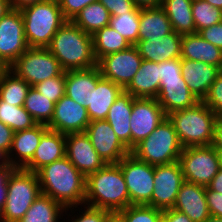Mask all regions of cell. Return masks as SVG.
Returning <instances> with one entry per match:
<instances>
[{
    "label": "cell",
    "mask_w": 222,
    "mask_h": 222,
    "mask_svg": "<svg viewBox=\"0 0 222 222\" xmlns=\"http://www.w3.org/2000/svg\"><path fill=\"white\" fill-rule=\"evenodd\" d=\"M14 131L0 121V149L4 150L7 154L10 151Z\"/></svg>",
    "instance_id": "cell-49"
},
{
    "label": "cell",
    "mask_w": 222,
    "mask_h": 222,
    "mask_svg": "<svg viewBox=\"0 0 222 222\" xmlns=\"http://www.w3.org/2000/svg\"><path fill=\"white\" fill-rule=\"evenodd\" d=\"M210 190L222 193V170L220 169L207 186Z\"/></svg>",
    "instance_id": "cell-52"
},
{
    "label": "cell",
    "mask_w": 222,
    "mask_h": 222,
    "mask_svg": "<svg viewBox=\"0 0 222 222\" xmlns=\"http://www.w3.org/2000/svg\"><path fill=\"white\" fill-rule=\"evenodd\" d=\"M60 62L63 70L90 69L97 65L92 35L72 21L65 22L46 47Z\"/></svg>",
    "instance_id": "cell-3"
},
{
    "label": "cell",
    "mask_w": 222,
    "mask_h": 222,
    "mask_svg": "<svg viewBox=\"0 0 222 222\" xmlns=\"http://www.w3.org/2000/svg\"><path fill=\"white\" fill-rule=\"evenodd\" d=\"M66 156L65 134L48 129L40 138L32 159L22 168L36 173L44 166Z\"/></svg>",
    "instance_id": "cell-20"
},
{
    "label": "cell",
    "mask_w": 222,
    "mask_h": 222,
    "mask_svg": "<svg viewBox=\"0 0 222 222\" xmlns=\"http://www.w3.org/2000/svg\"><path fill=\"white\" fill-rule=\"evenodd\" d=\"M28 48L21 11L11 8L0 19V57L10 67Z\"/></svg>",
    "instance_id": "cell-11"
},
{
    "label": "cell",
    "mask_w": 222,
    "mask_h": 222,
    "mask_svg": "<svg viewBox=\"0 0 222 222\" xmlns=\"http://www.w3.org/2000/svg\"><path fill=\"white\" fill-rule=\"evenodd\" d=\"M123 91L120 85L102 78L89 97L87 111L90 121L106 120L110 107Z\"/></svg>",
    "instance_id": "cell-28"
},
{
    "label": "cell",
    "mask_w": 222,
    "mask_h": 222,
    "mask_svg": "<svg viewBox=\"0 0 222 222\" xmlns=\"http://www.w3.org/2000/svg\"><path fill=\"white\" fill-rule=\"evenodd\" d=\"M160 81L182 80L181 58L159 63Z\"/></svg>",
    "instance_id": "cell-42"
},
{
    "label": "cell",
    "mask_w": 222,
    "mask_h": 222,
    "mask_svg": "<svg viewBox=\"0 0 222 222\" xmlns=\"http://www.w3.org/2000/svg\"><path fill=\"white\" fill-rule=\"evenodd\" d=\"M10 165L8 154L4 150L0 149V169L9 167Z\"/></svg>",
    "instance_id": "cell-55"
},
{
    "label": "cell",
    "mask_w": 222,
    "mask_h": 222,
    "mask_svg": "<svg viewBox=\"0 0 222 222\" xmlns=\"http://www.w3.org/2000/svg\"><path fill=\"white\" fill-rule=\"evenodd\" d=\"M140 13L141 8H137L132 13L111 16L109 27L117 31L131 45H136L139 41Z\"/></svg>",
    "instance_id": "cell-37"
},
{
    "label": "cell",
    "mask_w": 222,
    "mask_h": 222,
    "mask_svg": "<svg viewBox=\"0 0 222 222\" xmlns=\"http://www.w3.org/2000/svg\"><path fill=\"white\" fill-rule=\"evenodd\" d=\"M96 1L98 0H58L60 9L67 21H72L83 8Z\"/></svg>",
    "instance_id": "cell-44"
},
{
    "label": "cell",
    "mask_w": 222,
    "mask_h": 222,
    "mask_svg": "<svg viewBox=\"0 0 222 222\" xmlns=\"http://www.w3.org/2000/svg\"><path fill=\"white\" fill-rule=\"evenodd\" d=\"M204 222H222V218L220 217H215V216H210L207 220Z\"/></svg>",
    "instance_id": "cell-60"
},
{
    "label": "cell",
    "mask_w": 222,
    "mask_h": 222,
    "mask_svg": "<svg viewBox=\"0 0 222 222\" xmlns=\"http://www.w3.org/2000/svg\"><path fill=\"white\" fill-rule=\"evenodd\" d=\"M183 148L212 145L217 117L203 102L167 115Z\"/></svg>",
    "instance_id": "cell-4"
},
{
    "label": "cell",
    "mask_w": 222,
    "mask_h": 222,
    "mask_svg": "<svg viewBox=\"0 0 222 222\" xmlns=\"http://www.w3.org/2000/svg\"><path fill=\"white\" fill-rule=\"evenodd\" d=\"M203 102L215 113L217 118H222V74L216 77Z\"/></svg>",
    "instance_id": "cell-41"
},
{
    "label": "cell",
    "mask_w": 222,
    "mask_h": 222,
    "mask_svg": "<svg viewBox=\"0 0 222 222\" xmlns=\"http://www.w3.org/2000/svg\"><path fill=\"white\" fill-rule=\"evenodd\" d=\"M102 78L97 65L90 69L66 71L65 95L87 109L89 107L91 91L96 88L97 83Z\"/></svg>",
    "instance_id": "cell-21"
},
{
    "label": "cell",
    "mask_w": 222,
    "mask_h": 222,
    "mask_svg": "<svg viewBox=\"0 0 222 222\" xmlns=\"http://www.w3.org/2000/svg\"><path fill=\"white\" fill-rule=\"evenodd\" d=\"M65 140L66 157L85 177L100 170L106 164L85 132L66 134Z\"/></svg>",
    "instance_id": "cell-17"
},
{
    "label": "cell",
    "mask_w": 222,
    "mask_h": 222,
    "mask_svg": "<svg viewBox=\"0 0 222 222\" xmlns=\"http://www.w3.org/2000/svg\"><path fill=\"white\" fill-rule=\"evenodd\" d=\"M33 87L40 92L41 95L56 104L66 92L65 71L59 76L41 81Z\"/></svg>",
    "instance_id": "cell-40"
},
{
    "label": "cell",
    "mask_w": 222,
    "mask_h": 222,
    "mask_svg": "<svg viewBox=\"0 0 222 222\" xmlns=\"http://www.w3.org/2000/svg\"><path fill=\"white\" fill-rule=\"evenodd\" d=\"M211 4L215 8H219L222 10V0H204Z\"/></svg>",
    "instance_id": "cell-58"
},
{
    "label": "cell",
    "mask_w": 222,
    "mask_h": 222,
    "mask_svg": "<svg viewBox=\"0 0 222 222\" xmlns=\"http://www.w3.org/2000/svg\"><path fill=\"white\" fill-rule=\"evenodd\" d=\"M84 205L112 213L130 206L125 178L118 163H106L100 170L86 177Z\"/></svg>",
    "instance_id": "cell-2"
},
{
    "label": "cell",
    "mask_w": 222,
    "mask_h": 222,
    "mask_svg": "<svg viewBox=\"0 0 222 222\" xmlns=\"http://www.w3.org/2000/svg\"><path fill=\"white\" fill-rule=\"evenodd\" d=\"M85 133L105 163H119L130 153L107 120L90 121Z\"/></svg>",
    "instance_id": "cell-15"
},
{
    "label": "cell",
    "mask_w": 222,
    "mask_h": 222,
    "mask_svg": "<svg viewBox=\"0 0 222 222\" xmlns=\"http://www.w3.org/2000/svg\"><path fill=\"white\" fill-rule=\"evenodd\" d=\"M110 12L96 1L83 8L72 20L85 33L93 35L99 29L109 26Z\"/></svg>",
    "instance_id": "cell-32"
},
{
    "label": "cell",
    "mask_w": 222,
    "mask_h": 222,
    "mask_svg": "<svg viewBox=\"0 0 222 222\" xmlns=\"http://www.w3.org/2000/svg\"><path fill=\"white\" fill-rule=\"evenodd\" d=\"M192 14L196 33L222 21V10L204 0L192 1Z\"/></svg>",
    "instance_id": "cell-38"
},
{
    "label": "cell",
    "mask_w": 222,
    "mask_h": 222,
    "mask_svg": "<svg viewBox=\"0 0 222 222\" xmlns=\"http://www.w3.org/2000/svg\"><path fill=\"white\" fill-rule=\"evenodd\" d=\"M182 150L173 124L166 117L147 138L136 144L130 153L155 166L178 161Z\"/></svg>",
    "instance_id": "cell-6"
},
{
    "label": "cell",
    "mask_w": 222,
    "mask_h": 222,
    "mask_svg": "<svg viewBox=\"0 0 222 222\" xmlns=\"http://www.w3.org/2000/svg\"><path fill=\"white\" fill-rule=\"evenodd\" d=\"M10 67L3 61V59L0 57V77L5 74Z\"/></svg>",
    "instance_id": "cell-57"
},
{
    "label": "cell",
    "mask_w": 222,
    "mask_h": 222,
    "mask_svg": "<svg viewBox=\"0 0 222 222\" xmlns=\"http://www.w3.org/2000/svg\"><path fill=\"white\" fill-rule=\"evenodd\" d=\"M164 222H193L186 214L173 208L163 210Z\"/></svg>",
    "instance_id": "cell-50"
},
{
    "label": "cell",
    "mask_w": 222,
    "mask_h": 222,
    "mask_svg": "<svg viewBox=\"0 0 222 222\" xmlns=\"http://www.w3.org/2000/svg\"><path fill=\"white\" fill-rule=\"evenodd\" d=\"M198 34L206 41L222 50V21L211 27L204 28Z\"/></svg>",
    "instance_id": "cell-46"
},
{
    "label": "cell",
    "mask_w": 222,
    "mask_h": 222,
    "mask_svg": "<svg viewBox=\"0 0 222 222\" xmlns=\"http://www.w3.org/2000/svg\"><path fill=\"white\" fill-rule=\"evenodd\" d=\"M40 194L37 174L16 168L8 178L6 202L0 213V222H18Z\"/></svg>",
    "instance_id": "cell-7"
},
{
    "label": "cell",
    "mask_w": 222,
    "mask_h": 222,
    "mask_svg": "<svg viewBox=\"0 0 222 222\" xmlns=\"http://www.w3.org/2000/svg\"><path fill=\"white\" fill-rule=\"evenodd\" d=\"M0 121L14 132L27 130L37 125L33 117L24 109V106H13L0 99Z\"/></svg>",
    "instance_id": "cell-36"
},
{
    "label": "cell",
    "mask_w": 222,
    "mask_h": 222,
    "mask_svg": "<svg viewBox=\"0 0 222 222\" xmlns=\"http://www.w3.org/2000/svg\"><path fill=\"white\" fill-rule=\"evenodd\" d=\"M133 99L123 91L110 107L106 120L114 130L121 142L131 150L130 116L133 109Z\"/></svg>",
    "instance_id": "cell-27"
},
{
    "label": "cell",
    "mask_w": 222,
    "mask_h": 222,
    "mask_svg": "<svg viewBox=\"0 0 222 222\" xmlns=\"http://www.w3.org/2000/svg\"><path fill=\"white\" fill-rule=\"evenodd\" d=\"M10 70L30 86L59 76L64 72L60 62L47 48L29 47Z\"/></svg>",
    "instance_id": "cell-8"
},
{
    "label": "cell",
    "mask_w": 222,
    "mask_h": 222,
    "mask_svg": "<svg viewBox=\"0 0 222 222\" xmlns=\"http://www.w3.org/2000/svg\"><path fill=\"white\" fill-rule=\"evenodd\" d=\"M193 0H162L161 7L165 11L173 31L181 35L196 33L192 14Z\"/></svg>",
    "instance_id": "cell-30"
},
{
    "label": "cell",
    "mask_w": 222,
    "mask_h": 222,
    "mask_svg": "<svg viewBox=\"0 0 222 222\" xmlns=\"http://www.w3.org/2000/svg\"><path fill=\"white\" fill-rule=\"evenodd\" d=\"M212 146L217 151H222V118H217L216 120Z\"/></svg>",
    "instance_id": "cell-51"
},
{
    "label": "cell",
    "mask_w": 222,
    "mask_h": 222,
    "mask_svg": "<svg viewBox=\"0 0 222 222\" xmlns=\"http://www.w3.org/2000/svg\"><path fill=\"white\" fill-rule=\"evenodd\" d=\"M64 211L60 203L41 193L18 222H59Z\"/></svg>",
    "instance_id": "cell-31"
},
{
    "label": "cell",
    "mask_w": 222,
    "mask_h": 222,
    "mask_svg": "<svg viewBox=\"0 0 222 222\" xmlns=\"http://www.w3.org/2000/svg\"><path fill=\"white\" fill-rule=\"evenodd\" d=\"M15 169L12 165L0 169V213L6 202L8 178Z\"/></svg>",
    "instance_id": "cell-48"
},
{
    "label": "cell",
    "mask_w": 222,
    "mask_h": 222,
    "mask_svg": "<svg viewBox=\"0 0 222 222\" xmlns=\"http://www.w3.org/2000/svg\"><path fill=\"white\" fill-rule=\"evenodd\" d=\"M90 123L87 109L64 95L54 107L51 121L47 124L50 130L62 134L85 132Z\"/></svg>",
    "instance_id": "cell-16"
},
{
    "label": "cell",
    "mask_w": 222,
    "mask_h": 222,
    "mask_svg": "<svg viewBox=\"0 0 222 222\" xmlns=\"http://www.w3.org/2000/svg\"><path fill=\"white\" fill-rule=\"evenodd\" d=\"M31 86L10 69L0 77V99L13 106H23Z\"/></svg>",
    "instance_id": "cell-34"
},
{
    "label": "cell",
    "mask_w": 222,
    "mask_h": 222,
    "mask_svg": "<svg viewBox=\"0 0 222 222\" xmlns=\"http://www.w3.org/2000/svg\"><path fill=\"white\" fill-rule=\"evenodd\" d=\"M12 9H21L27 5L34 4L36 2H41L43 0H9Z\"/></svg>",
    "instance_id": "cell-54"
},
{
    "label": "cell",
    "mask_w": 222,
    "mask_h": 222,
    "mask_svg": "<svg viewBox=\"0 0 222 222\" xmlns=\"http://www.w3.org/2000/svg\"><path fill=\"white\" fill-rule=\"evenodd\" d=\"M125 178L130 205H149L154 190V165L127 154L119 163Z\"/></svg>",
    "instance_id": "cell-10"
},
{
    "label": "cell",
    "mask_w": 222,
    "mask_h": 222,
    "mask_svg": "<svg viewBox=\"0 0 222 222\" xmlns=\"http://www.w3.org/2000/svg\"><path fill=\"white\" fill-rule=\"evenodd\" d=\"M106 222H123L122 219L116 214L113 213Z\"/></svg>",
    "instance_id": "cell-59"
},
{
    "label": "cell",
    "mask_w": 222,
    "mask_h": 222,
    "mask_svg": "<svg viewBox=\"0 0 222 222\" xmlns=\"http://www.w3.org/2000/svg\"><path fill=\"white\" fill-rule=\"evenodd\" d=\"M48 129L45 124H37L31 129L14 132L8 153L10 164L15 168H23L32 159L41 136Z\"/></svg>",
    "instance_id": "cell-22"
},
{
    "label": "cell",
    "mask_w": 222,
    "mask_h": 222,
    "mask_svg": "<svg viewBox=\"0 0 222 222\" xmlns=\"http://www.w3.org/2000/svg\"><path fill=\"white\" fill-rule=\"evenodd\" d=\"M154 190L151 206L161 210L173 208L184 177L178 161L154 166Z\"/></svg>",
    "instance_id": "cell-13"
},
{
    "label": "cell",
    "mask_w": 222,
    "mask_h": 222,
    "mask_svg": "<svg viewBox=\"0 0 222 222\" xmlns=\"http://www.w3.org/2000/svg\"><path fill=\"white\" fill-rule=\"evenodd\" d=\"M182 36L175 31L158 39L138 41L136 47L143 60L164 62L174 58H181Z\"/></svg>",
    "instance_id": "cell-23"
},
{
    "label": "cell",
    "mask_w": 222,
    "mask_h": 222,
    "mask_svg": "<svg viewBox=\"0 0 222 222\" xmlns=\"http://www.w3.org/2000/svg\"><path fill=\"white\" fill-rule=\"evenodd\" d=\"M110 12L111 16L132 13L138 7L133 0H98Z\"/></svg>",
    "instance_id": "cell-45"
},
{
    "label": "cell",
    "mask_w": 222,
    "mask_h": 222,
    "mask_svg": "<svg viewBox=\"0 0 222 222\" xmlns=\"http://www.w3.org/2000/svg\"><path fill=\"white\" fill-rule=\"evenodd\" d=\"M143 58L135 45L128 49L102 57L97 66L101 76L120 85L123 89L131 82L139 70Z\"/></svg>",
    "instance_id": "cell-12"
},
{
    "label": "cell",
    "mask_w": 222,
    "mask_h": 222,
    "mask_svg": "<svg viewBox=\"0 0 222 222\" xmlns=\"http://www.w3.org/2000/svg\"><path fill=\"white\" fill-rule=\"evenodd\" d=\"M178 162L184 181L205 187L220 170L218 151L212 145L183 148Z\"/></svg>",
    "instance_id": "cell-9"
},
{
    "label": "cell",
    "mask_w": 222,
    "mask_h": 222,
    "mask_svg": "<svg viewBox=\"0 0 222 222\" xmlns=\"http://www.w3.org/2000/svg\"><path fill=\"white\" fill-rule=\"evenodd\" d=\"M112 214L113 213L108 210H104L100 208H93V207L84 205V210H82L81 214L79 210V214H78L79 216L78 215L72 216L73 218L71 221L72 222H106L107 219Z\"/></svg>",
    "instance_id": "cell-43"
},
{
    "label": "cell",
    "mask_w": 222,
    "mask_h": 222,
    "mask_svg": "<svg viewBox=\"0 0 222 222\" xmlns=\"http://www.w3.org/2000/svg\"><path fill=\"white\" fill-rule=\"evenodd\" d=\"M28 47L46 48L67 22L58 0H43L20 9Z\"/></svg>",
    "instance_id": "cell-5"
},
{
    "label": "cell",
    "mask_w": 222,
    "mask_h": 222,
    "mask_svg": "<svg viewBox=\"0 0 222 222\" xmlns=\"http://www.w3.org/2000/svg\"><path fill=\"white\" fill-rule=\"evenodd\" d=\"M139 41L158 39L170 34L173 29L165 11L161 6L141 8Z\"/></svg>",
    "instance_id": "cell-29"
},
{
    "label": "cell",
    "mask_w": 222,
    "mask_h": 222,
    "mask_svg": "<svg viewBox=\"0 0 222 222\" xmlns=\"http://www.w3.org/2000/svg\"><path fill=\"white\" fill-rule=\"evenodd\" d=\"M41 193L65 208V214L85 203L86 177L65 156L36 172ZM72 208V209H71Z\"/></svg>",
    "instance_id": "cell-1"
},
{
    "label": "cell",
    "mask_w": 222,
    "mask_h": 222,
    "mask_svg": "<svg viewBox=\"0 0 222 222\" xmlns=\"http://www.w3.org/2000/svg\"><path fill=\"white\" fill-rule=\"evenodd\" d=\"M181 69L185 83L199 101H203L220 74L218 67L189 59H181Z\"/></svg>",
    "instance_id": "cell-19"
},
{
    "label": "cell",
    "mask_w": 222,
    "mask_h": 222,
    "mask_svg": "<svg viewBox=\"0 0 222 222\" xmlns=\"http://www.w3.org/2000/svg\"><path fill=\"white\" fill-rule=\"evenodd\" d=\"M138 8H150L159 7L162 4V0H133Z\"/></svg>",
    "instance_id": "cell-53"
},
{
    "label": "cell",
    "mask_w": 222,
    "mask_h": 222,
    "mask_svg": "<svg viewBox=\"0 0 222 222\" xmlns=\"http://www.w3.org/2000/svg\"><path fill=\"white\" fill-rule=\"evenodd\" d=\"M167 117L156 98H134L130 116L131 149Z\"/></svg>",
    "instance_id": "cell-14"
},
{
    "label": "cell",
    "mask_w": 222,
    "mask_h": 222,
    "mask_svg": "<svg viewBox=\"0 0 222 222\" xmlns=\"http://www.w3.org/2000/svg\"><path fill=\"white\" fill-rule=\"evenodd\" d=\"M11 9L9 0H0V19Z\"/></svg>",
    "instance_id": "cell-56"
},
{
    "label": "cell",
    "mask_w": 222,
    "mask_h": 222,
    "mask_svg": "<svg viewBox=\"0 0 222 222\" xmlns=\"http://www.w3.org/2000/svg\"><path fill=\"white\" fill-rule=\"evenodd\" d=\"M166 115L176 110L193 107L199 100L182 80L160 81L159 93L156 97Z\"/></svg>",
    "instance_id": "cell-24"
},
{
    "label": "cell",
    "mask_w": 222,
    "mask_h": 222,
    "mask_svg": "<svg viewBox=\"0 0 222 222\" xmlns=\"http://www.w3.org/2000/svg\"><path fill=\"white\" fill-rule=\"evenodd\" d=\"M23 106L37 124L47 125L52 119L55 103L31 86Z\"/></svg>",
    "instance_id": "cell-35"
},
{
    "label": "cell",
    "mask_w": 222,
    "mask_h": 222,
    "mask_svg": "<svg viewBox=\"0 0 222 222\" xmlns=\"http://www.w3.org/2000/svg\"><path fill=\"white\" fill-rule=\"evenodd\" d=\"M220 169L222 170V151H218Z\"/></svg>",
    "instance_id": "cell-61"
},
{
    "label": "cell",
    "mask_w": 222,
    "mask_h": 222,
    "mask_svg": "<svg viewBox=\"0 0 222 222\" xmlns=\"http://www.w3.org/2000/svg\"><path fill=\"white\" fill-rule=\"evenodd\" d=\"M205 196L210 215L222 218V193L206 187Z\"/></svg>",
    "instance_id": "cell-47"
},
{
    "label": "cell",
    "mask_w": 222,
    "mask_h": 222,
    "mask_svg": "<svg viewBox=\"0 0 222 222\" xmlns=\"http://www.w3.org/2000/svg\"><path fill=\"white\" fill-rule=\"evenodd\" d=\"M94 55L97 62L104 56L128 49L131 44L109 26L92 35Z\"/></svg>",
    "instance_id": "cell-33"
},
{
    "label": "cell",
    "mask_w": 222,
    "mask_h": 222,
    "mask_svg": "<svg viewBox=\"0 0 222 222\" xmlns=\"http://www.w3.org/2000/svg\"><path fill=\"white\" fill-rule=\"evenodd\" d=\"M181 59L222 66V50L203 39L198 33L184 34L181 42Z\"/></svg>",
    "instance_id": "cell-25"
},
{
    "label": "cell",
    "mask_w": 222,
    "mask_h": 222,
    "mask_svg": "<svg viewBox=\"0 0 222 222\" xmlns=\"http://www.w3.org/2000/svg\"><path fill=\"white\" fill-rule=\"evenodd\" d=\"M123 222H162L163 210L149 205H130L116 213Z\"/></svg>",
    "instance_id": "cell-39"
},
{
    "label": "cell",
    "mask_w": 222,
    "mask_h": 222,
    "mask_svg": "<svg viewBox=\"0 0 222 222\" xmlns=\"http://www.w3.org/2000/svg\"><path fill=\"white\" fill-rule=\"evenodd\" d=\"M159 68V62L143 60L124 91L134 98H156L160 89Z\"/></svg>",
    "instance_id": "cell-26"
},
{
    "label": "cell",
    "mask_w": 222,
    "mask_h": 222,
    "mask_svg": "<svg viewBox=\"0 0 222 222\" xmlns=\"http://www.w3.org/2000/svg\"><path fill=\"white\" fill-rule=\"evenodd\" d=\"M205 192V186L184 181L173 209L186 214L193 222H204L211 216Z\"/></svg>",
    "instance_id": "cell-18"
}]
</instances>
